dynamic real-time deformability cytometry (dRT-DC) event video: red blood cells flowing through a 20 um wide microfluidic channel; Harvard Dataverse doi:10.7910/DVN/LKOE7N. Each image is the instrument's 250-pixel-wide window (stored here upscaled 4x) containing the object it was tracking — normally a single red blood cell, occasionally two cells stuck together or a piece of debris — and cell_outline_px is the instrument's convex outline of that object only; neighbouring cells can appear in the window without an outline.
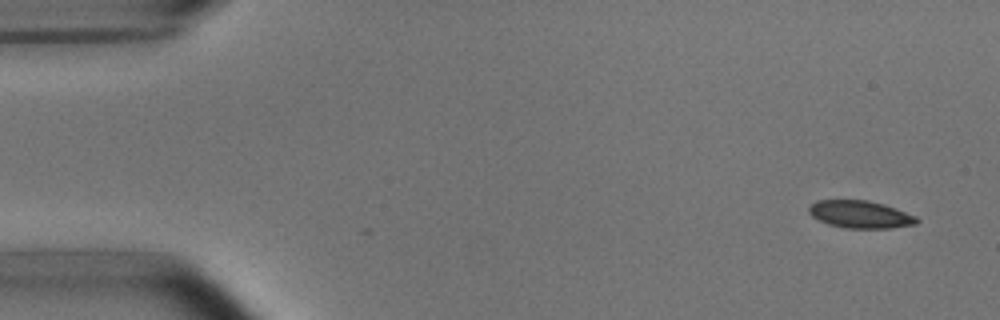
{"species": "common noctule bat (a hibernating species)", "species_latin": "Nyctalus noctula", "temperature_condition": "room temperature", "stored_images_in_passage": 2, "camera_frame_rate_fps": 3000, "um_per_image_px": 0.085, "animal": {"sex": "male", "body_mass_g": 15.6}, "frame": {"image": 1, "passage_image": 2, "time_ms": 1.0, "image_size_px": [1000, 320], "cell_outline_px": [[920, 220], [916, 224], [888, 228], [844, 228], [828, 224], [812, 216], [808, 212], [808, 204], [816, 200], [868, 200], [884, 204], [916, 216]], "centroid_in_image_um": [73.09, 18.21], "position_along_channel_um": 11.9, "area_um2": 17.34}}